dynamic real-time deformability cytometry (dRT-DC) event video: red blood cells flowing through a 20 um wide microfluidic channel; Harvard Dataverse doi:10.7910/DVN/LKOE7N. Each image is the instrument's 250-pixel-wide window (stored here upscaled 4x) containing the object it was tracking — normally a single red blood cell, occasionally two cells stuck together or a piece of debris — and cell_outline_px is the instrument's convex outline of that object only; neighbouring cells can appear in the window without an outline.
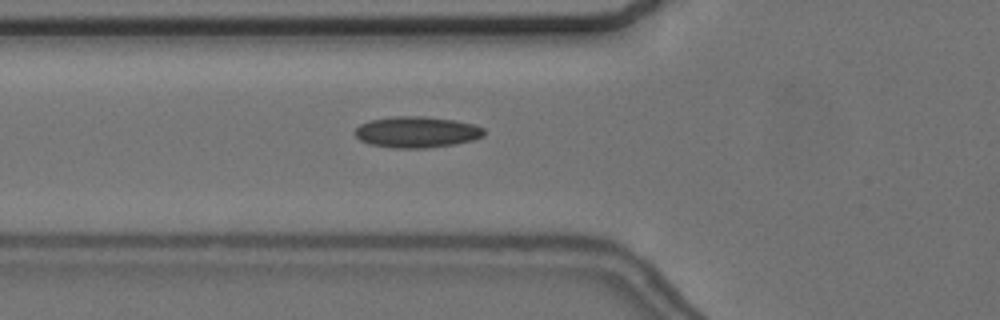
{"species": "common noctule bat (a hibernating species)", "species_latin": "Nyctalus noctula", "temperature_condition": "cold", "stored_images_in_passage": 50, "camera_frame_rate_fps": 3000, "um_per_image_px": 0.085, "animal": {"sex": "female", "body_mass_g": 24.6, "forearm_length_mm": 56.2}, "frame": {"image": 1, "passage_image": 13, "time_ms": 4.0, "image_size_px": [1000, 320], "cell_outline_px": [[484, 136], [472, 140], [452, 144], [424, 148], [392, 148], [368, 144], [360, 140], [356, 136], [356, 128], [360, 124], [372, 120], [396, 116], [424, 116], [456, 120], [476, 124], [484, 128]], "centroid_in_image_um": [35.44, 11.22], "position_along_channel_um": 90.4, "area_um2": 23.41}}
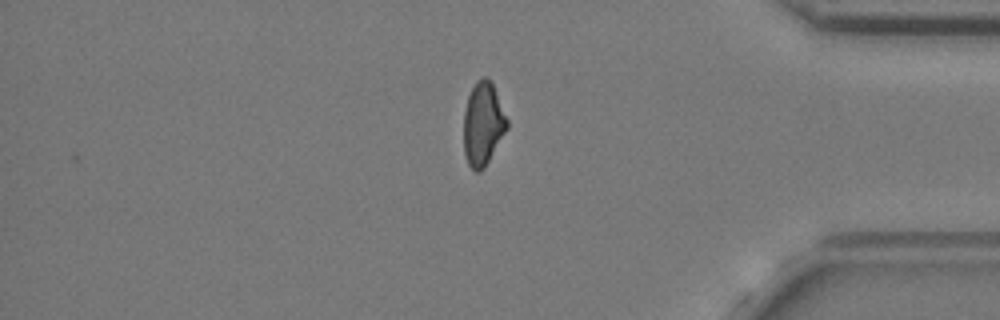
{"frame": {"image": 2, "passage_image": 40, "time_ms": 13.0, "image_size_px": [1000, 320], "cell_outline_px": [[508, 128], [484, 168], [480, 172], [476, 172], [468, 164], [464, 156], [464, 112], [468, 96], [476, 80], [484, 76], [492, 84], [508, 120]], "centroid_in_image_um": [41.04, 10.56], "position_along_channel_um": 394.2, "area_um2": 20.87}}
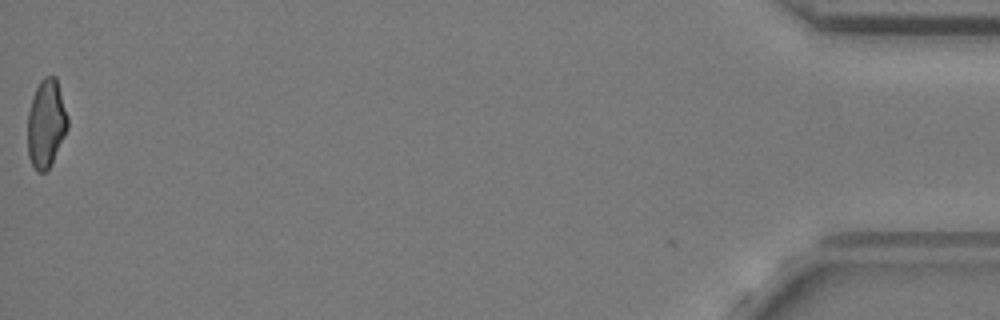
{"frame": {"image": 3, "passage_image": 49, "time_ms": 16.0, "image_size_px": [1000, 320], "cell_outline_px": [[68, 128], [52, 164], [44, 172], [36, 172], [28, 156], [28, 112], [32, 96], [40, 80], [44, 76], [56, 76], [68, 116]], "centroid_in_image_um": [3.93, 10.5], "position_along_channel_um": 431.3, "area_um2": 20.75}, "authors_computed_cell_mechanics": {"area_um2": 21.5594, "velocity_mm_per_s": 3.6516, "shape_relaxation_time_tau1_ms": null, "shape_relaxation_time_tau2_ms": 2.3174, "deformation_change_tau1": null, "deformation_change_tau2": 0.09}}